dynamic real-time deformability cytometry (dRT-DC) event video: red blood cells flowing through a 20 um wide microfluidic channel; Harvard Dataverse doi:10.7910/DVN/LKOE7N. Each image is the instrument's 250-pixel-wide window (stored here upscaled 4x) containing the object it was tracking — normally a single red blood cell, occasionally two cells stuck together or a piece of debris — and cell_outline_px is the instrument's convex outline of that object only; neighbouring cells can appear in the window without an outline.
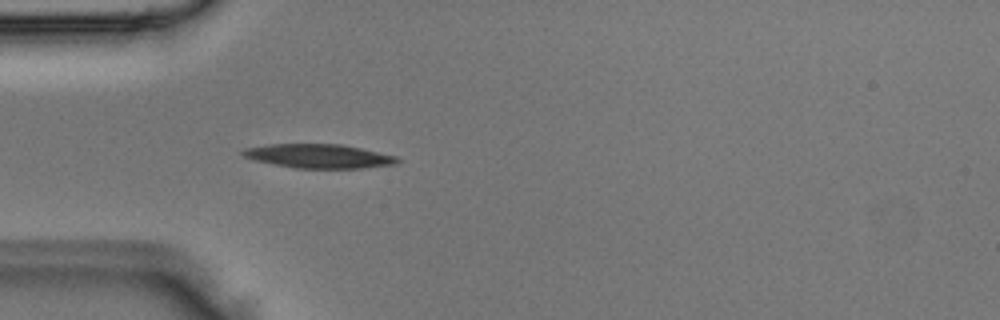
{"species": "Egyptian fruit bat (a non-hibernating species)", "species_latin": "Rousettus aegyptiacus", "temperature_condition": "room temperature", "stored_images_in_passage": 4, "segment_of_instrument_passage": [1, 2], "camera_frame_rate_fps": 3000, "um_per_image_px": 0.085, "animal": {"sex": "male"}, "frame": {"image": 1, "passage_image": 3, "time_ms": 0.667, "image_size_px": [1000, 320], "cell_outline_px": [[400, 160], [396, 164], [364, 168], [296, 168], [252, 160], [244, 156], [240, 152], [244, 148], [268, 144], [340, 144], [360, 148], [396, 156]], "centroid_in_image_um": [27.07, 13.27], "position_along_channel_um": 57.9, "area_um2": 21.56}}